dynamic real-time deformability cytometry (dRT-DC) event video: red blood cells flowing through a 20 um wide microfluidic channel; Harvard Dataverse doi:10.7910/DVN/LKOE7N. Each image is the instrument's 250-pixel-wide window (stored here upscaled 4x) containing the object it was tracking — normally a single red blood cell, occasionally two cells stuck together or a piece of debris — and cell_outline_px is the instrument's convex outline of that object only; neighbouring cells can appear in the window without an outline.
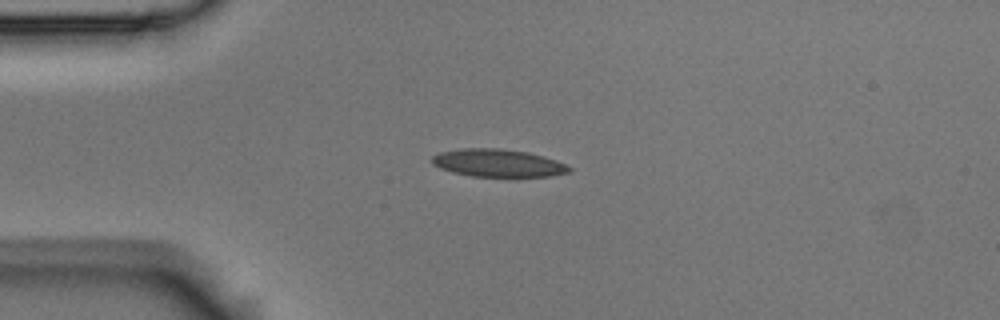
{"species": "Egyptian fruit bat (a non-hibernating species)", "species_latin": "Rousettus aegyptiacus", "temperature_condition": "room temperature", "stored_images_in_passage": 43, "camera_frame_rate_fps": 3000, "um_per_image_px": 0.085, "animal": {"sex": "male"}, "frame": {"image": 1, "passage_image": 1, "time_ms": 0.0, "image_size_px": [1000, 320], "cell_outline_px": [[572, 168], [568, 172], [552, 176], [472, 176], [452, 172], [440, 168], [432, 164], [432, 156], [440, 152], [460, 148], [500, 148], [528, 152], [544, 156], [556, 160]], "centroid_in_image_um": [42.3, 13.84], "position_along_channel_um": 42.7, "area_um2": 22.08}}
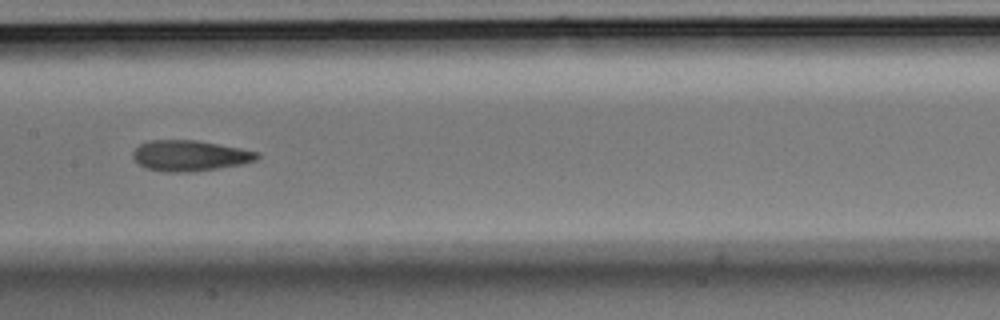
{"frame": {"image": 2, "passage_image": 15, "time_ms": 4.667, "image_size_px": [1000, 320], "cell_outline_px": [[260, 156], [256, 160], [244, 164], [220, 168], [192, 172], [164, 172], [148, 168], [140, 164], [132, 156], [132, 152], [140, 144], [148, 140], [196, 140], [240, 148], [260, 152]], "centroid_in_image_um": [16.17, 13.23], "position_along_channel_um": 191.2, "area_um2": 22.31}}
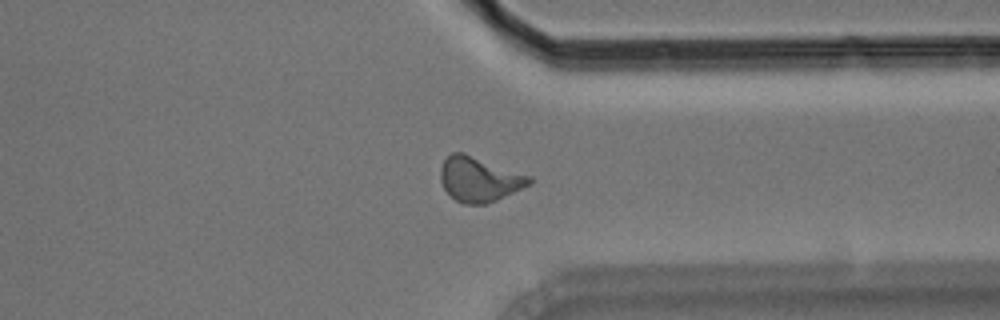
{"frame": {"image": 3, "passage_image": 30, "time_ms": 9.667, "image_size_px": [1000, 320], "cell_outline_px": [[532, 184], [496, 200], [484, 204], [464, 204], [456, 200], [444, 188], [440, 180], [440, 168], [444, 160], [452, 152], [464, 152], [532, 176]], "centroid_in_image_um": [40.75, 15.22], "position_along_channel_um": 370.7, "area_um2": 23.24}, "authors_computed_cell_mechanics": {"area_um2": 21.7906, "velocity_mm_per_s": 3.6223, "shape_relaxation_time_tau1_ms": 7.9592, "shape_relaxation_time_tau2_ms": 2.5576, "deformation_change_tau1": 0.2218, "deformation_change_tau2": 0.1135}}